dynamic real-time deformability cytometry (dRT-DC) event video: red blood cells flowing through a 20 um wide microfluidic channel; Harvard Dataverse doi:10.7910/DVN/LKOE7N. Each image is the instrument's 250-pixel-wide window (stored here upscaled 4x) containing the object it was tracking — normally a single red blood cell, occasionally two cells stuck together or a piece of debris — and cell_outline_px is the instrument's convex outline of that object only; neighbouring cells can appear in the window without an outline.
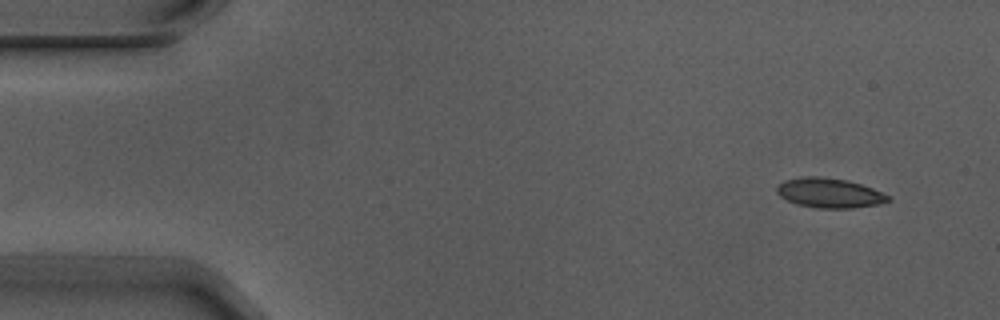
{"species": "Egyptian fruit bat (a non-hibernating species)", "species_latin": "Rousettus aegyptiacus", "temperature_condition": "warm", "stored_images_in_passage": 5, "camera_frame_rate_fps": 3000, "um_per_image_px": 0.085, "animal": {"sex": "male"}, "frame": {"image": 1, "passage_image": 1, "time_ms": 0.0, "image_size_px": [1000, 320], "cell_outline_px": [[892, 200], [880, 204], [852, 208], [820, 208], [796, 204], [780, 196], [776, 192], [776, 188], [784, 180], [804, 176], [820, 176], [848, 180], [872, 188], [888, 196]], "centroid_in_image_um": [70.49, 16.4], "position_along_channel_um": 14.5, "area_um2": 19.19}}
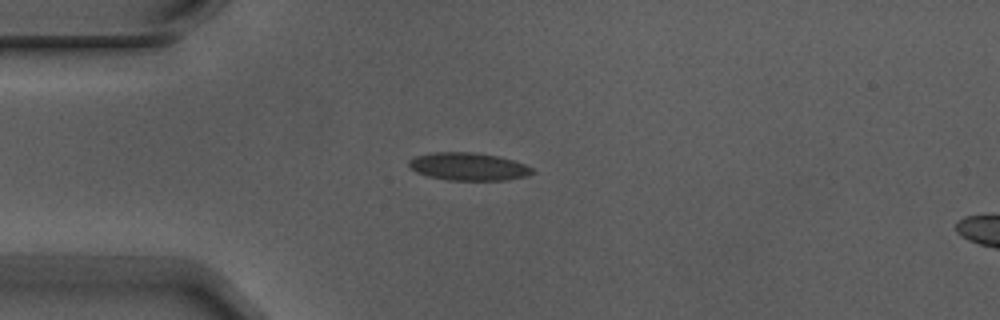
{"frame": {"image": 2, "passage_image": 3, "time_ms": 0.667, "image_size_px": [1000, 320], "cell_outline_px": [[536, 172], [528, 176], [508, 180], [448, 180], [428, 176], [416, 172], [408, 168], [408, 160], [416, 156], [432, 152], [476, 152], [496, 156], [512, 160], [524, 164], [532, 168]], "centroid_in_image_um": [39.8, 14.16], "position_along_channel_um": 45.2, "area_um2": 20.11}}